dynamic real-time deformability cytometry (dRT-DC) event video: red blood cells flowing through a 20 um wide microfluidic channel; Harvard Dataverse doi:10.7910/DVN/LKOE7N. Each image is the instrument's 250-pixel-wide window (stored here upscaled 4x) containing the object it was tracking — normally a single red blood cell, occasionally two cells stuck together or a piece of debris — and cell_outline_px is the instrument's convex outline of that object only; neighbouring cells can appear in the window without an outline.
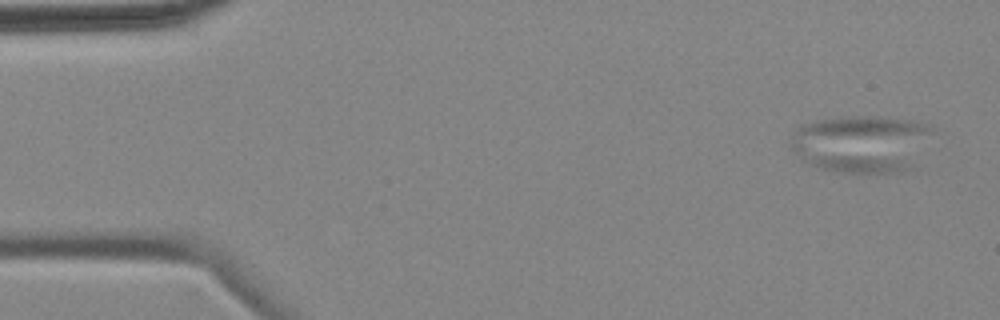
{"species": "common noctule bat (a hibernating species)", "species_latin": "Nyctalus noctula", "temperature_condition": "cold", "stored_images_in_passage": 7, "camera_frame_rate_fps": 3000, "um_per_image_px": 0.085, "animal": {"sex": "female", "body_mass_g": 18.4}, "frame": {"image": 1, "passage_image": 1, "time_ms": 0.0, "image_size_px": [1000, 320], "cell_outline_px": [[932, 132], [920, 168], [896, 172], [844, 172], [820, 168], [800, 160], [788, 144], [788, 140], [800, 124], [840, 116], [888, 116], [916, 120], [932, 124]], "centroid_in_image_um": [73.31, 12.21], "position_along_channel_um": 11.7, "area_um2": 49.13}}